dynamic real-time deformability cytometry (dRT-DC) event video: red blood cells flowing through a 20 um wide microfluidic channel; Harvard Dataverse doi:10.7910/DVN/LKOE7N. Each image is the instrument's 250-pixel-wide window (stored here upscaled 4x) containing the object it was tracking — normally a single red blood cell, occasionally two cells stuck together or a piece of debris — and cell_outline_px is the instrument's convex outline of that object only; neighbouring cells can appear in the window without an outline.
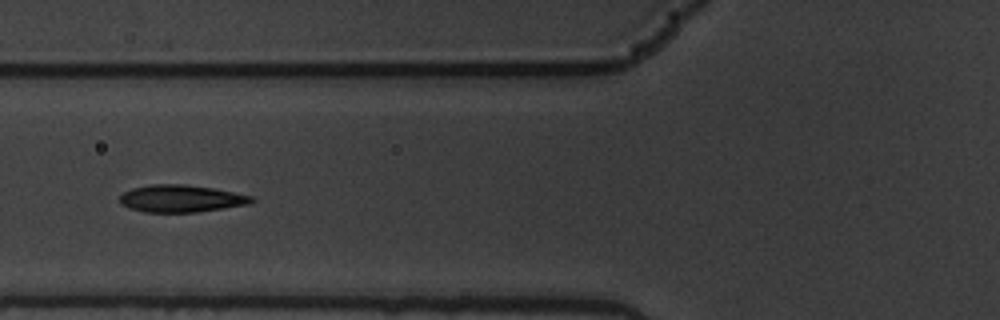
{"species": "common noctule bat (a hibernating species)", "species_latin": "Nyctalus noctula", "temperature_condition": "warm", "stored_images_in_passage": 5, "camera_frame_rate_fps": 3000, "um_per_image_px": 0.085, "animal": {"sex": "male", "body_mass_g": 19.5, "forearm_length_mm": 54.6}, "frame": {"image": 1, "passage_image": 3, "time_ms": 0.667, "image_size_px": [1000, 320], "cell_outline_px": [[256, 200], [248, 204], [196, 212], [144, 212], [128, 208], [120, 204], [120, 196], [124, 192], [132, 188], [152, 184], [184, 184], [212, 188], [252, 196]], "centroid_in_image_um": [15.35, 16.88], "position_along_channel_um": 110.4, "area_um2": 20.81}}
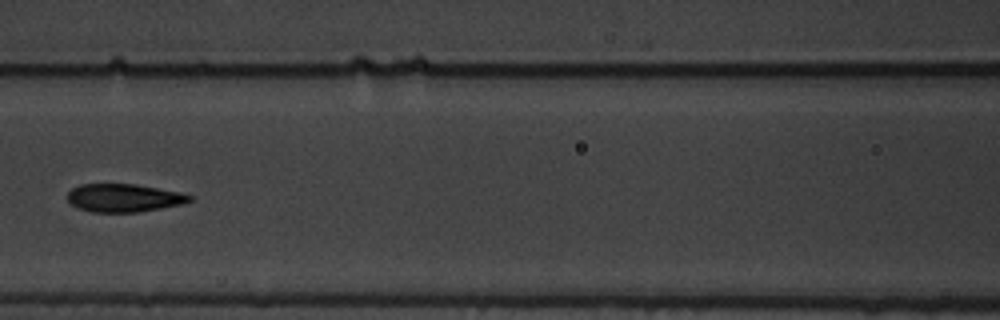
{"frame": {"image": 2, "passage_image": 4, "time_ms": 1.0, "image_size_px": [1000, 320], "cell_outline_px": [[192, 200], [184, 204], [136, 212], [92, 212], [80, 208], [72, 204], [68, 200], [68, 192], [72, 188], [80, 184], [136, 184], [180, 192], [192, 196]], "centroid_in_image_um": [10.54, 16.81], "position_along_channel_um": 156.1, "area_um2": 19.88}}
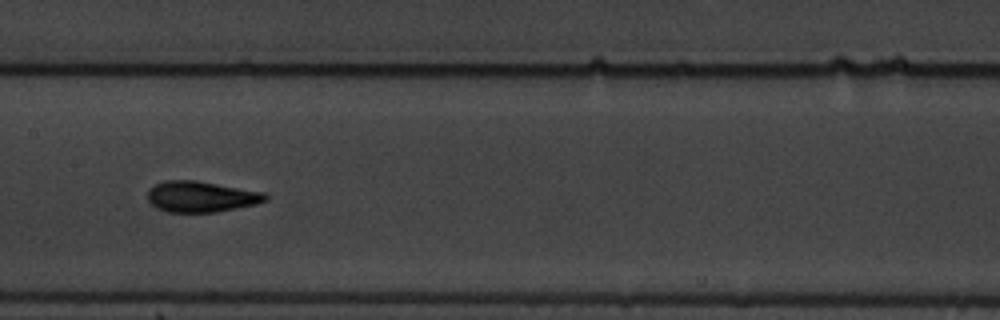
{"frame": {"image": 3, "passage_image": 5, "time_ms": 1.333, "image_size_px": [1000, 320], "cell_outline_px": [[268, 200], [256, 204], [216, 212], [168, 212], [156, 208], [148, 200], [148, 188], [164, 180], [196, 180], [264, 192], [268, 196]], "centroid_in_image_um": [17.08, 16.71], "position_along_channel_um": 190.3, "area_um2": 21.27}}